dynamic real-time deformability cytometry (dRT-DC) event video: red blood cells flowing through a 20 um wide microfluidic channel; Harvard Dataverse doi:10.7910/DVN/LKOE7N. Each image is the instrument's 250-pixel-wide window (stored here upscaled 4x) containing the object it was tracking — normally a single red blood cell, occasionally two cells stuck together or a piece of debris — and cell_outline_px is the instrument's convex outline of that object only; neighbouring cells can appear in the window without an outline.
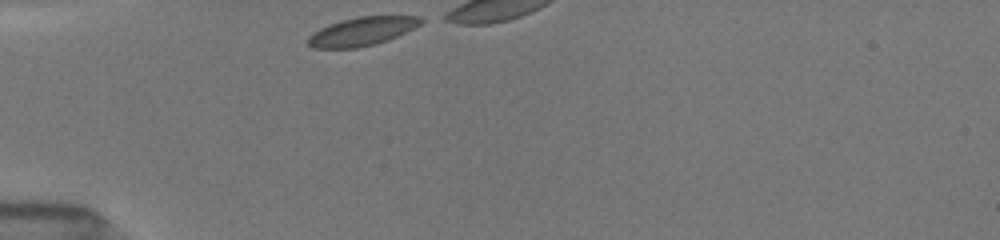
{"species": "common noctule bat (a hibernating species)", "species_latin": "Nyctalus noctula", "temperature_condition": "room temperature", "stored_images_in_passage": 3, "camera_frame_rate_fps": 3000, "um_per_image_px": 0.085, "animal": {"sex": "female", "body_mass_g": 19.5, "forearm_length_mm": 54.1}, "frame": {"image": 1, "passage_image": 1, "time_ms": 0.0, "image_size_px": [1000, 240], "cell_outline_px": [[428, 20], [388, 40], [376, 44], [356, 48], [312, 48], [304, 40], [312, 32], [328, 24], [340, 20], [356, 16], [420, 16]], "centroid_in_image_um": [30.72, 2.66], "position_along_channel_um": 54.3, "area_um2": 19.02}}
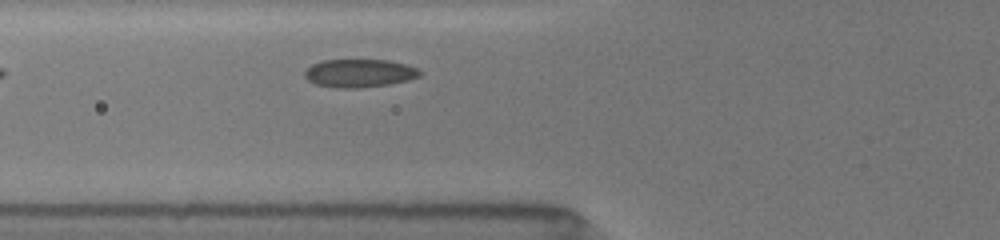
{"frame": {"image": 2, "passage_image": 3, "time_ms": 2.333, "image_size_px": [1000, 240], "cell_outline_px": [[420, 76], [408, 80], [392, 84], [356, 88], [336, 88], [316, 84], [308, 80], [304, 76], [304, 72], [312, 64], [324, 60], [388, 60], [408, 64], [416, 68], [420, 72]], "centroid_in_image_um": [30.55, 6.22], "position_along_channel_um": 95.2, "area_um2": 18.9}}